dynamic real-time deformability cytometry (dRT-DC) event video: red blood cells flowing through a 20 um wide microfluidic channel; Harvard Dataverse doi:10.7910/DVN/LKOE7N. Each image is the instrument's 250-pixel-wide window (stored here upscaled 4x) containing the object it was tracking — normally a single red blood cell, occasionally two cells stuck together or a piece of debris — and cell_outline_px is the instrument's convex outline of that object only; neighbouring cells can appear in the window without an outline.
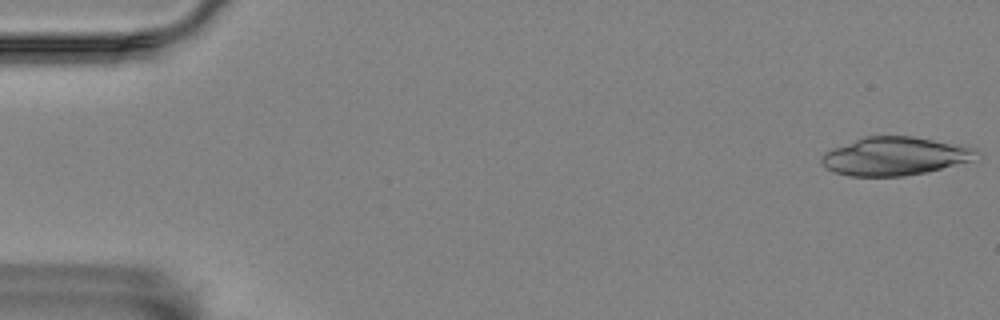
{"species": "Egyptian fruit bat (a non-hibernating species)", "species_latin": "Rousettus aegyptiacus", "temperature_condition": "room temperature", "stored_images_in_passage": 55, "camera_frame_rate_fps": 3000, "um_per_image_px": 0.085, "animal": {"sex": "female"}, "frame": {"image": 1, "passage_image": 1, "time_ms": 0.0, "image_size_px": [1000, 320], "cell_outline_px": [[980, 152], [972, 160], [928, 172], [904, 176], [848, 176], [832, 172], [820, 160], [820, 156], [824, 152], [832, 148], [864, 136], [912, 136], [976, 148]], "centroid_in_image_um": [76.03, 13.28], "position_along_channel_um": 9.0, "area_um2": 34.56}}